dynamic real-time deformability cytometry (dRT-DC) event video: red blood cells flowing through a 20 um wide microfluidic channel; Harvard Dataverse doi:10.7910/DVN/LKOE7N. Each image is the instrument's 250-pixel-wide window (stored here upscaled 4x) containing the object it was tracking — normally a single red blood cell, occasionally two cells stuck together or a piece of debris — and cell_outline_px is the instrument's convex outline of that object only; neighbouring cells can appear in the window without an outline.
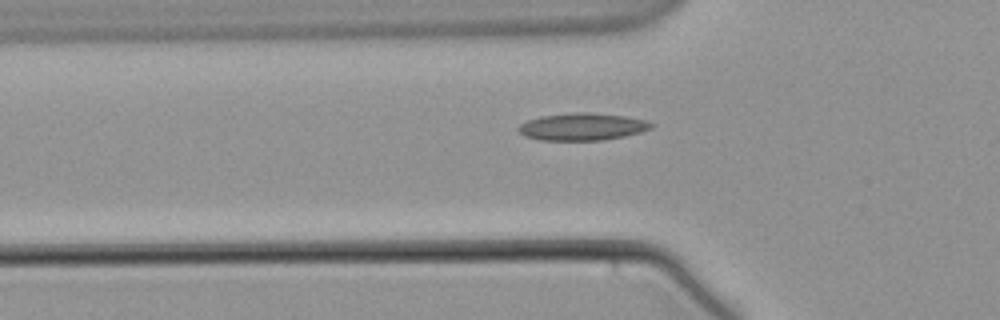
{"species": "common noctule bat (a hibernating species)", "species_latin": "Nyctalus noctula", "temperature_condition": "warm", "stored_images_in_passage": 52, "camera_frame_rate_fps": 3000, "um_per_image_px": 0.085, "animal": {"sex": "male", "body_mass_g": 21.5, "forearm_length_mm": 52.0}, "frame": {"image": 1, "passage_image": 18, "time_ms": 5.667, "image_size_px": [1000, 320], "cell_outline_px": [[656, 124], [652, 128], [640, 132], [624, 136], [604, 140], [540, 140], [524, 136], [516, 128], [520, 124], [528, 120], [540, 116], [576, 112], [584, 112], [628, 116], [644, 120]], "centroid_in_image_um": [49.5, 10.77], "position_along_channel_um": 76.3, "area_um2": 21.15}}
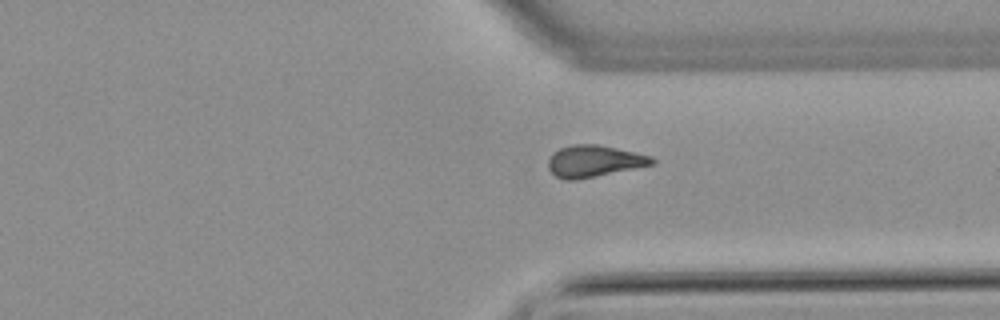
{"frame": {"image": 2, "passage_image": 41, "time_ms": 13.333, "image_size_px": [1000, 320], "cell_outline_px": [[656, 164], [576, 180], [564, 180], [556, 176], [548, 168], [548, 160], [552, 152], [560, 148], [572, 144], [596, 144], [616, 148], [652, 156], [656, 160]], "centroid_in_image_um": [50.49, 13.69], "position_along_channel_um": 360.9, "area_um2": 19.25}}
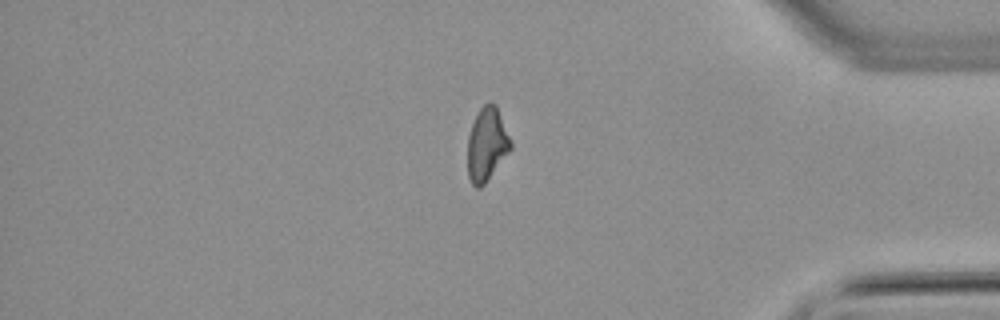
{"frame": {"image": 3, "passage_image": 46, "time_ms": 15.0, "image_size_px": [1000, 320], "cell_outline_px": [[512, 148], [484, 184], [480, 188], [476, 188], [472, 184], [468, 176], [468, 136], [472, 124], [480, 108], [484, 104], [492, 100], [496, 104], [512, 140]], "centroid_in_image_um": [41.4, 12.24], "position_along_channel_um": 393.8, "area_um2": 18.5}}